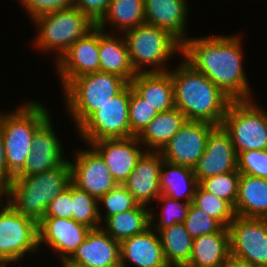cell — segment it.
<instances>
[{
    "mask_svg": "<svg viewBox=\"0 0 267 267\" xmlns=\"http://www.w3.org/2000/svg\"><path fill=\"white\" fill-rule=\"evenodd\" d=\"M155 232L160 236L164 258L169 266L188 264L192 254L193 239L183 223L156 229Z\"/></svg>",
    "mask_w": 267,
    "mask_h": 267,
    "instance_id": "30",
    "label": "cell"
},
{
    "mask_svg": "<svg viewBox=\"0 0 267 267\" xmlns=\"http://www.w3.org/2000/svg\"><path fill=\"white\" fill-rule=\"evenodd\" d=\"M44 218H72L71 182L47 207Z\"/></svg>",
    "mask_w": 267,
    "mask_h": 267,
    "instance_id": "40",
    "label": "cell"
},
{
    "mask_svg": "<svg viewBox=\"0 0 267 267\" xmlns=\"http://www.w3.org/2000/svg\"><path fill=\"white\" fill-rule=\"evenodd\" d=\"M99 202L106 207L105 220L112 215L134 209L138 205L130 192L123 185L119 184L104 194L98 200Z\"/></svg>",
    "mask_w": 267,
    "mask_h": 267,
    "instance_id": "38",
    "label": "cell"
},
{
    "mask_svg": "<svg viewBox=\"0 0 267 267\" xmlns=\"http://www.w3.org/2000/svg\"><path fill=\"white\" fill-rule=\"evenodd\" d=\"M48 112L42 104L32 101L15 112L0 114L8 174L12 178L23 169L30 155L33 135L50 118Z\"/></svg>",
    "mask_w": 267,
    "mask_h": 267,
    "instance_id": "4",
    "label": "cell"
},
{
    "mask_svg": "<svg viewBox=\"0 0 267 267\" xmlns=\"http://www.w3.org/2000/svg\"><path fill=\"white\" fill-rule=\"evenodd\" d=\"M1 205L0 263L18 262L26 252L39 249L38 223L16 212L8 203Z\"/></svg>",
    "mask_w": 267,
    "mask_h": 267,
    "instance_id": "10",
    "label": "cell"
},
{
    "mask_svg": "<svg viewBox=\"0 0 267 267\" xmlns=\"http://www.w3.org/2000/svg\"><path fill=\"white\" fill-rule=\"evenodd\" d=\"M179 66L173 71L168 70L174 87L175 107L185 114L188 121L221 126L233 100L185 60Z\"/></svg>",
    "mask_w": 267,
    "mask_h": 267,
    "instance_id": "2",
    "label": "cell"
},
{
    "mask_svg": "<svg viewBox=\"0 0 267 267\" xmlns=\"http://www.w3.org/2000/svg\"><path fill=\"white\" fill-rule=\"evenodd\" d=\"M137 136L102 139L90 144L104 159L114 180L123 185L143 155ZM142 149V150H141Z\"/></svg>",
    "mask_w": 267,
    "mask_h": 267,
    "instance_id": "18",
    "label": "cell"
},
{
    "mask_svg": "<svg viewBox=\"0 0 267 267\" xmlns=\"http://www.w3.org/2000/svg\"><path fill=\"white\" fill-rule=\"evenodd\" d=\"M237 170L239 173L267 179V149L240 152L237 156Z\"/></svg>",
    "mask_w": 267,
    "mask_h": 267,
    "instance_id": "39",
    "label": "cell"
},
{
    "mask_svg": "<svg viewBox=\"0 0 267 267\" xmlns=\"http://www.w3.org/2000/svg\"><path fill=\"white\" fill-rule=\"evenodd\" d=\"M164 202L165 205L162 208V212L160 213L161 216L159 217V221H157V225L153 224L154 222V214L153 212L150 213V226L155 229H165L168 227H171L175 223H183L187 212L189 209V206L192 202H179V200H174L169 197H166L164 195H160L157 198V201Z\"/></svg>",
    "mask_w": 267,
    "mask_h": 267,
    "instance_id": "37",
    "label": "cell"
},
{
    "mask_svg": "<svg viewBox=\"0 0 267 267\" xmlns=\"http://www.w3.org/2000/svg\"><path fill=\"white\" fill-rule=\"evenodd\" d=\"M70 182L71 167L66 160L60 166L42 173L13 177L4 187V195L9 196L7 203L16 212L39 223L44 218L48 205Z\"/></svg>",
    "mask_w": 267,
    "mask_h": 267,
    "instance_id": "3",
    "label": "cell"
},
{
    "mask_svg": "<svg viewBox=\"0 0 267 267\" xmlns=\"http://www.w3.org/2000/svg\"><path fill=\"white\" fill-rule=\"evenodd\" d=\"M8 263H0V267H7Z\"/></svg>",
    "mask_w": 267,
    "mask_h": 267,
    "instance_id": "48",
    "label": "cell"
},
{
    "mask_svg": "<svg viewBox=\"0 0 267 267\" xmlns=\"http://www.w3.org/2000/svg\"><path fill=\"white\" fill-rule=\"evenodd\" d=\"M12 177L8 174V168L5 157L4 143L0 128V184L5 187L12 181Z\"/></svg>",
    "mask_w": 267,
    "mask_h": 267,
    "instance_id": "43",
    "label": "cell"
},
{
    "mask_svg": "<svg viewBox=\"0 0 267 267\" xmlns=\"http://www.w3.org/2000/svg\"><path fill=\"white\" fill-rule=\"evenodd\" d=\"M111 0H74V5L97 24L107 12Z\"/></svg>",
    "mask_w": 267,
    "mask_h": 267,
    "instance_id": "42",
    "label": "cell"
},
{
    "mask_svg": "<svg viewBox=\"0 0 267 267\" xmlns=\"http://www.w3.org/2000/svg\"><path fill=\"white\" fill-rule=\"evenodd\" d=\"M129 84L158 113L175 107L174 87L168 71L137 73Z\"/></svg>",
    "mask_w": 267,
    "mask_h": 267,
    "instance_id": "22",
    "label": "cell"
},
{
    "mask_svg": "<svg viewBox=\"0 0 267 267\" xmlns=\"http://www.w3.org/2000/svg\"><path fill=\"white\" fill-rule=\"evenodd\" d=\"M192 203L224 227H228L236 217L234 207L228 201L205 191L200 185L196 188Z\"/></svg>",
    "mask_w": 267,
    "mask_h": 267,
    "instance_id": "33",
    "label": "cell"
},
{
    "mask_svg": "<svg viewBox=\"0 0 267 267\" xmlns=\"http://www.w3.org/2000/svg\"><path fill=\"white\" fill-rule=\"evenodd\" d=\"M130 84L100 106L80 127L79 133L88 144L102 139L130 137Z\"/></svg>",
    "mask_w": 267,
    "mask_h": 267,
    "instance_id": "9",
    "label": "cell"
},
{
    "mask_svg": "<svg viewBox=\"0 0 267 267\" xmlns=\"http://www.w3.org/2000/svg\"><path fill=\"white\" fill-rule=\"evenodd\" d=\"M4 196V187L0 184V197Z\"/></svg>",
    "mask_w": 267,
    "mask_h": 267,
    "instance_id": "46",
    "label": "cell"
},
{
    "mask_svg": "<svg viewBox=\"0 0 267 267\" xmlns=\"http://www.w3.org/2000/svg\"><path fill=\"white\" fill-rule=\"evenodd\" d=\"M74 0H30L23 8L29 11L32 20L39 16L70 8Z\"/></svg>",
    "mask_w": 267,
    "mask_h": 267,
    "instance_id": "41",
    "label": "cell"
},
{
    "mask_svg": "<svg viewBox=\"0 0 267 267\" xmlns=\"http://www.w3.org/2000/svg\"><path fill=\"white\" fill-rule=\"evenodd\" d=\"M169 267H192V266H189L188 264H178V265L169 266Z\"/></svg>",
    "mask_w": 267,
    "mask_h": 267,
    "instance_id": "45",
    "label": "cell"
},
{
    "mask_svg": "<svg viewBox=\"0 0 267 267\" xmlns=\"http://www.w3.org/2000/svg\"><path fill=\"white\" fill-rule=\"evenodd\" d=\"M215 127L204 121H187L161 151L163 160L193 169L204 154L208 135Z\"/></svg>",
    "mask_w": 267,
    "mask_h": 267,
    "instance_id": "12",
    "label": "cell"
},
{
    "mask_svg": "<svg viewBox=\"0 0 267 267\" xmlns=\"http://www.w3.org/2000/svg\"><path fill=\"white\" fill-rule=\"evenodd\" d=\"M88 226L65 218H43L38 223V247L41 243L48 244L53 251H58L64 264L84 242Z\"/></svg>",
    "mask_w": 267,
    "mask_h": 267,
    "instance_id": "17",
    "label": "cell"
},
{
    "mask_svg": "<svg viewBox=\"0 0 267 267\" xmlns=\"http://www.w3.org/2000/svg\"><path fill=\"white\" fill-rule=\"evenodd\" d=\"M30 0H20V2L25 6Z\"/></svg>",
    "mask_w": 267,
    "mask_h": 267,
    "instance_id": "47",
    "label": "cell"
},
{
    "mask_svg": "<svg viewBox=\"0 0 267 267\" xmlns=\"http://www.w3.org/2000/svg\"><path fill=\"white\" fill-rule=\"evenodd\" d=\"M38 35L35 45L39 50H53L58 53L57 60L78 39L84 37L96 24L75 6L44 15L34 19ZM55 49V50H54Z\"/></svg>",
    "mask_w": 267,
    "mask_h": 267,
    "instance_id": "7",
    "label": "cell"
},
{
    "mask_svg": "<svg viewBox=\"0 0 267 267\" xmlns=\"http://www.w3.org/2000/svg\"><path fill=\"white\" fill-rule=\"evenodd\" d=\"M187 5L186 0H144L145 23L166 29L183 43Z\"/></svg>",
    "mask_w": 267,
    "mask_h": 267,
    "instance_id": "23",
    "label": "cell"
},
{
    "mask_svg": "<svg viewBox=\"0 0 267 267\" xmlns=\"http://www.w3.org/2000/svg\"><path fill=\"white\" fill-rule=\"evenodd\" d=\"M123 37L127 43L131 65L136 73L167 72L165 62L171 59L175 52L182 53V43L175 36L166 29L151 24H140L124 32ZM145 65H153V68L143 70L142 67Z\"/></svg>",
    "mask_w": 267,
    "mask_h": 267,
    "instance_id": "6",
    "label": "cell"
},
{
    "mask_svg": "<svg viewBox=\"0 0 267 267\" xmlns=\"http://www.w3.org/2000/svg\"><path fill=\"white\" fill-rule=\"evenodd\" d=\"M64 267H121L120 242L102 227L91 229Z\"/></svg>",
    "mask_w": 267,
    "mask_h": 267,
    "instance_id": "15",
    "label": "cell"
},
{
    "mask_svg": "<svg viewBox=\"0 0 267 267\" xmlns=\"http://www.w3.org/2000/svg\"><path fill=\"white\" fill-rule=\"evenodd\" d=\"M237 153L230 135L222 126H216L208 135L204 154L193 172L198 182L227 172L237 171Z\"/></svg>",
    "mask_w": 267,
    "mask_h": 267,
    "instance_id": "16",
    "label": "cell"
},
{
    "mask_svg": "<svg viewBox=\"0 0 267 267\" xmlns=\"http://www.w3.org/2000/svg\"><path fill=\"white\" fill-rule=\"evenodd\" d=\"M236 216L267 219V179L240 173Z\"/></svg>",
    "mask_w": 267,
    "mask_h": 267,
    "instance_id": "25",
    "label": "cell"
},
{
    "mask_svg": "<svg viewBox=\"0 0 267 267\" xmlns=\"http://www.w3.org/2000/svg\"><path fill=\"white\" fill-rule=\"evenodd\" d=\"M230 255L229 232L223 227L219 232L193 239L188 265L192 267H222Z\"/></svg>",
    "mask_w": 267,
    "mask_h": 267,
    "instance_id": "26",
    "label": "cell"
},
{
    "mask_svg": "<svg viewBox=\"0 0 267 267\" xmlns=\"http://www.w3.org/2000/svg\"><path fill=\"white\" fill-rule=\"evenodd\" d=\"M221 126L230 135L237 155L267 149V112L253 101H232Z\"/></svg>",
    "mask_w": 267,
    "mask_h": 267,
    "instance_id": "8",
    "label": "cell"
},
{
    "mask_svg": "<svg viewBox=\"0 0 267 267\" xmlns=\"http://www.w3.org/2000/svg\"><path fill=\"white\" fill-rule=\"evenodd\" d=\"M99 28V71L120 76L128 83L137 74L130 62L125 38H115Z\"/></svg>",
    "mask_w": 267,
    "mask_h": 267,
    "instance_id": "24",
    "label": "cell"
},
{
    "mask_svg": "<svg viewBox=\"0 0 267 267\" xmlns=\"http://www.w3.org/2000/svg\"><path fill=\"white\" fill-rule=\"evenodd\" d=\"M128 84L118 75L100 71L74 78L64 88V96L77 128Z\"/></svg>",
    "mask_w": 267,
    "mask_h": 267,
    "instance_id": "5",
    "label": "cell"
},
{
    "mask_svg": "<svg viewBox=\"0 0 267 267\" xmlns=\"http://www.w3.org/2000/svg\"><path fill=\"white\" fill-rule=\"evenodd\" d=\"M187 121L185 114L174 107L158 113L137 137L142 145L148 146V151L161 152Z\"/></svg>",
    "mask_w": 267,
    "mask_h": 267,
    "instance_id": "27",
    "label": "cell"
},
{
    "mask_svg": "<svg viewBox=\"0 0 267 267\" xmlns=\"http://www.w3.org/2000/svg\"><path fill=\"white\" fill-rule=\"evenodd\" d=\"M240 173L239 171L227 172L203 179L199 185L207 192L228 201L235 206Z\"/></svg>",
    "mask_w": 267,
    "mask_h": 267,
    "instance_id": "34",
    "label": "cell"
},
{
    "mask_svg": "<svg viewBox=\"0 0 267 267\" xmlns=\"http://www.w3.org/2000/svg\"><path fill=\"white\" fill-rule=\"evenodd\" d=\"M49 118L33 135L30 155L16 176H29L51 170L66 161Z\"/></svg>",
    "mask_w": 267,
    "mask_h": 267,
    "instance_id": "19",
    "label": "cell"
},
{
    "mask_svg": "<svg viewBox=\"0 0 267 267\" xmlns=\"http://www.w3.org/2000/svg\"><path fill=\"white\" fill-rule=\"evenodd\" d=\"M112 23L123 33L145 23L144 0H111L107 12L96 24L105 31V24Z\"/></svg>",
    "mask_w": 267,
    "mask_h": 267,
    "instance_id": "31",
    "label": "cell"
},
{
    "mask_svg": "<svg viewBox=\"0 0 267 267\" xmlns=\"http://www.w3.org/2000/svg\"><path fill=\"white\" fill-rule=\"evenodd\" d=\"M230 254L253 266L267 265V219L236 216L229 224Z\"/></svg>",
    "mask_w": 267,
    "mask_h": 267,
    "instance_id": "11",
    "label": "cell"
},
{
    "mask_svg": "<svg viewBox=\"0 0 267 267\" xmlns=\"http://www.w3.org/2000/svg\"><path fill=\"white\" fill-rule=\"evenodd\" d=\"M151 226L144 232L120 242V264L126 267L130 261L137 267H169L166 263L160 236Z\"/></svg>",
    "mask_w": 267,
    "mask_h": 267,
    "instance_id": "21",
    "label": "cell"
},
{
    "mask_svg": "<svg viewBox=\"0 0 267 267\" xmlns=\"http://www.w3.org/2000/svg\"><path fill=\"white\" fill-rule=\"evenodd\" d=\"M72 198V219L82 223L91 229L101 227L103 220L99 212L98 200L88 194L86 191L79 189L71 182Z\"/></svg>",
    "mask_w": 267,
    "mask_h": 267,
    "instance_id": "32",
    "label": "cell"
},
{
    "mask_svg": "<svg viewBox=\"0 0 267 267\" xmlns=\"http://www.w3.org/2000/svg\"><path fill=\"white\" fill-rule=\"evenodd\" d=\"M130 137L138 136L142 130L156 117L158 111L141 98L130 85L129 103Z\"/></svg>",
    "mask_w": 267,
    "mask_h": 267,
    "instance_id": "35",
    "label": "cell"
},
{
    "mask_svg": "<svg viewBox=\"0 0 267 267\" xmlns=\"http://www.w3.org/2000/svg\"><path fill=\"white\" fill-rule=\"evenodd\" d=\"M241 45L239 36L188 38L182 43L181 54L233 101L252 100Z\"/></svg>",
    "mask_w": 267,
    "mask_h": 267,
    "instance_id": "1",
    "label": "cell"
},
{
    "mask_svg": "<svg viewBox=\"0 0 267 267\" xmlns=\"http://www.w3.org/2000/svg\"><path fill=\"white\" fill-rule=\"evenodd\" d=\"M159 180L161 195L174 200L183 197L186 202H193L199 182L192 168L163 160Z\"/></svg>",
    "mask_w": 267,
    "mask_h": 267,
    "instance_id": "28",
    "label": "cell"
},
{
    "mask_svg": "<svg viewBox=\"0 0 267 267\" xmlns=\"http://www.w3.org/2000/svg\"><path fill=\"white\" fill-rule=\"evenodd\" d=\"M56 61L63 88L74 78L99 72V27L74 42Z\"/></svg>",
    "mask_w": 267,
    "mask_h": 267,
    "instance_id": "13",
    "label": "cell"
},
{
    "mask_svg": "<svg viewBox=\"0 0 267 267\" xmlns=\"http://www.w3.org/2000/svg\"><path fill=\"white\" fill-rule=\"evenodd\" d=\"M185 229L192 239L205 234L219 232L224 226L202 209L190 204L187 216L183 222Z\"/></svg>",
    "mask_w": 267,
    "mask_h": 267,
    "instance_id": "36",
    "label": "cell"
},
{
    "mask_svg": "<svg viewBox=\"0 0 267 267\" xmlns=\"http://www.w3.org/2000/svg\"><path fill=\"white\" fill-rule=\"evenodd\" d=\"M222 267H256V266H253L246 260L240 259L230 254L227 258V261L223 264Z\"/></svg>",
    "mask_w": 267,
    "mask_h": 267,
    "instance_id": "44",
    "label": "cell"
},
{
    "mask_svg": "<svg viewBox=\"0 0 267 267\" xmlns=\"http://www.w3.org/2000/svg\"><path fill=\"white\" fill-rule=\"evenodd\" d=\"M150 213L146 206L138 204L130 209L108 217L102 228L115 240L121 242L150 227ZM106 227V228H105Z\"/></svg>",
    "mask_w": 267,
    "mask_h": 267,
    "instance_id": "29",
    "label": "cell"
},
{
    "mask_svg": "<svg viewBox=\"0 0 267 267\" xmlns=\"http://www.w3.org/2000/svg\"><path fill=\"white\" fill-rule=\"evenodd\" d=\"M162 162L161 152L145 151L124 182L123 186L138 204L146 206L149 200L161 195L159 178Z\"/></svg>",
    "mask_w": 267,
    "mask_h": 267,
    "instance_id": "20",
    "label": "cell"
},
{
    "mask_svg": "<svg viewBox=\"0 0 267 267\" xmlns=\"http://www.w3.org/2000/svg\"><path fill=\"white\" fill-rule=\"evenodd\" d=\"M77 152L71 167V182L99 200L118 184L102 156L93 148Z\"/></svg>",
    "mask_w": 267,
    "mask_h": 267,
    "instance_id": "14",
    "label": "cell"
}]
</instances>
